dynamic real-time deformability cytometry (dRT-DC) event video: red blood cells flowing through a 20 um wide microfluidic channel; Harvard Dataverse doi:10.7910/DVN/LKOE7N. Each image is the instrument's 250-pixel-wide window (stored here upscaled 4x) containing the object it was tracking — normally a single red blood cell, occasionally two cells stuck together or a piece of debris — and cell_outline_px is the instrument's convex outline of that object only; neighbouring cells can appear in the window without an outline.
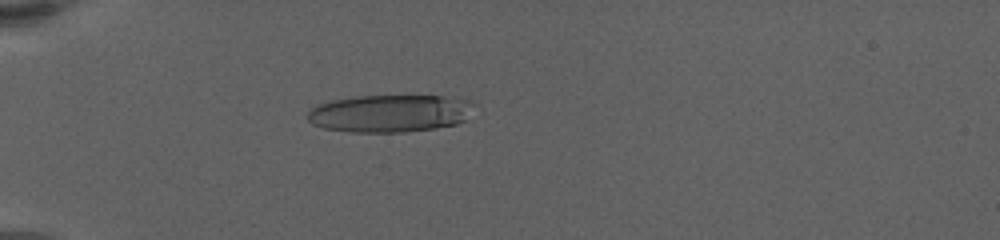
{"species": "human", "species_latin": "Homo sapiens", "temperature_condition": "warm", "stored_images_in_passage": 62, "camera_frame_rate_fps": 3000, "um_per_image_px": 0.085, "donor": {"sex": "female"}, "frame": {"image": 1, "passage_image": 20, "time_ms": 6.333, "image_size_px": [1000, 240], "cell_outline_px": [[476, 104], [464, 120], [456, 124], [436, 128], [404, 132], [352, 132], [324, 128], [312, 124], [308, 120], [308, 112], [316, 104], [332, 100], [356, 96], [444, 96], [472, 100]], "centroid_in_image_um": [33.15, 9.63], "position_along_channel_um": 51.9, "area_um2": 36.53}}
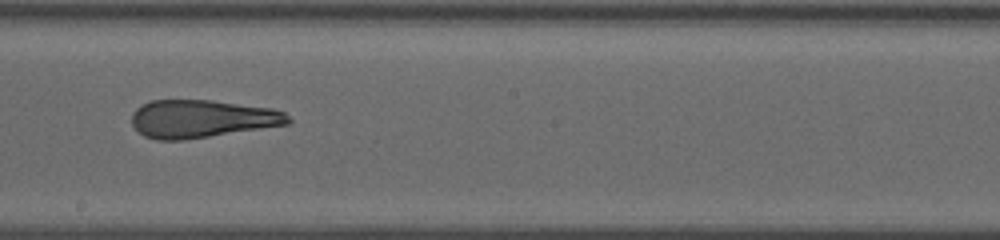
{"frame": {"image": 2, "passage_image": 38, "time_ms": 12.333, "image_size_px": [1000, 240], "cell_outline_px": [[292, 120], [288, 124], [184, 140], [156, 140], [144, 136], [132, 124], [132, 112], [140, 104], [152, 100], [212, 100], [272, 108], [284, 112]], "centroid_in_image_um": [17.13, 10.09], "position_along_channel_um": 231.1, "area_um2": 34.51}}
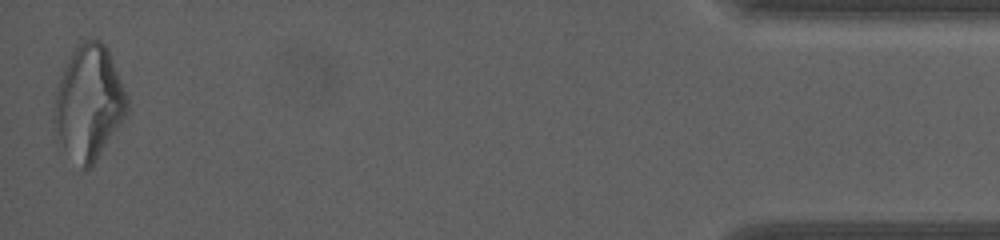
{"frame": {"image": 3, "passage_image": 62, "time_ms": 20.333, "image_size_px": [1000, 240], "cell_outline_px": [[128, 112], [96, 160], [88, 168], [80, 168], [56, 148], [52, 116], [56, 92], [60, 80], [68, 60], [76, 48], [84, 40], [100, 40], [104, 44], [108, 52], [128, 96]], "centroid_in_image_um": [7.49, 8.84], "position_along_channel_um": 427.7, "area_um2": 48.73}, "authors_computed_cell_mechanics": {"area_um2": 36.8764, "velocity_mm_per_s": 3.4135, "shape_relaxation_time_tau1_ms": null, "shape_relaxation_time_tau2_ms": 2.3126, "deformation_change_tau1": null, "deformation_change_tau2": 0.1327}}